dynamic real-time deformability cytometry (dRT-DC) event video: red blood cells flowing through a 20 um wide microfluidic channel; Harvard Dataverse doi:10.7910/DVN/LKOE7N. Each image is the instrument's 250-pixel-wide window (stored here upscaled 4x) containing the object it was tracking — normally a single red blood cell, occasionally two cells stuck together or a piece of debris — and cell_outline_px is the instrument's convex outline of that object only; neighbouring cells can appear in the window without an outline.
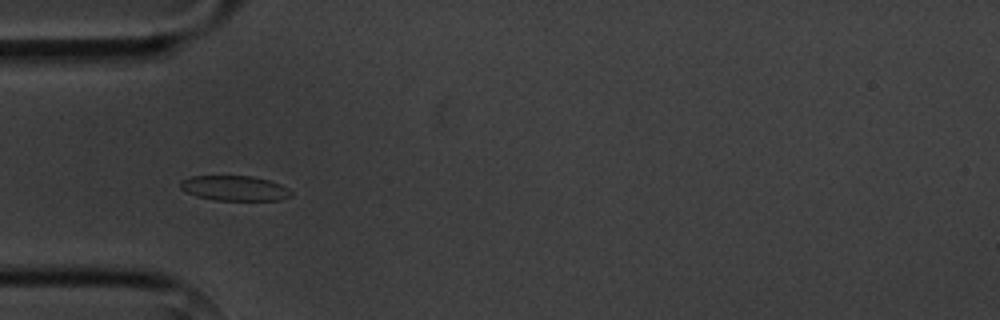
{"species": "common noctule bat (a hibernating species)", "species_latin": "Nyctalus noctula", "temperature_condition": "cold", "stored_images_in_passage": 4, "camera_frame_rate_fps": 3000, "um_per_image_px": 0.085, "animal": {"sex": "male", "body_mass_g": 20.1, "forearm_length_mm": 53.5}, "frame": {"image": 1, "passage_image": 2, "time_ms": 1.333, "image_size_px": [1000, 320], "cell_outline_px": [[292, 196], [280, 200], [216, 200], [196, 196], [180, 188], [180, 180], [192, 176], [252, 176], [268, 180], [280, 184], [288, 188], [292, 192]], "centroid_in_image_um": [19.95, 16.0], "position_along_channel_um": 65.0, "area_um2": 16.13}}
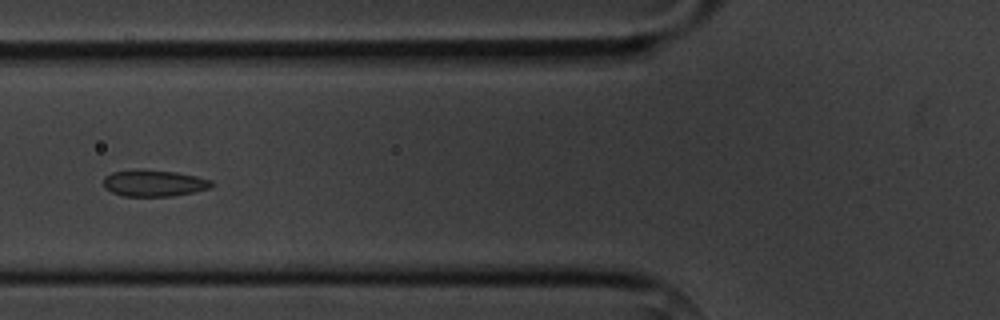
{"frame": {"image": 2, "passage_image": 3, "time_ms": 2.667, "image_size_px": [1000, 320], "cell_outline_px": [[212, 188], [172, 196], [124, 196], [112, 192], [104, 188], [104, 176], [112, 172], [176, 172], [196, 176], [212, 180]], "centroid_in_image_um": [13.12, 15.61], "position_along_channel_um": 112.7, "area_um2": 15.95}}
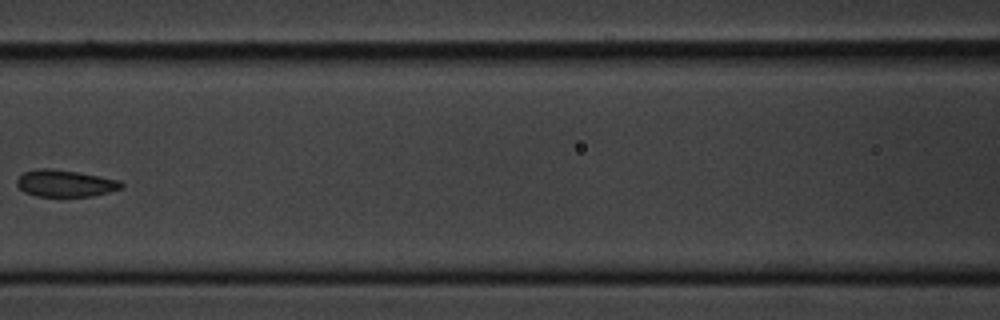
{"frame": {"image": 3, "passage_image": 4, "time_ms": 4.0, "image_size_px": [1000, 320], "cell_outline_px": [[124, 188], [92, 196], [36, 196], [24, 192], [16, 184], [16, 180], [24, 172], [36, 168], [48, 168], [76, 172], [100, 176], [120, 180], [124, 184]], "centroid_in_image_um": [5.55, 15.58], "position_along_channel_um": 161.1, "area_um2": 16.36}}